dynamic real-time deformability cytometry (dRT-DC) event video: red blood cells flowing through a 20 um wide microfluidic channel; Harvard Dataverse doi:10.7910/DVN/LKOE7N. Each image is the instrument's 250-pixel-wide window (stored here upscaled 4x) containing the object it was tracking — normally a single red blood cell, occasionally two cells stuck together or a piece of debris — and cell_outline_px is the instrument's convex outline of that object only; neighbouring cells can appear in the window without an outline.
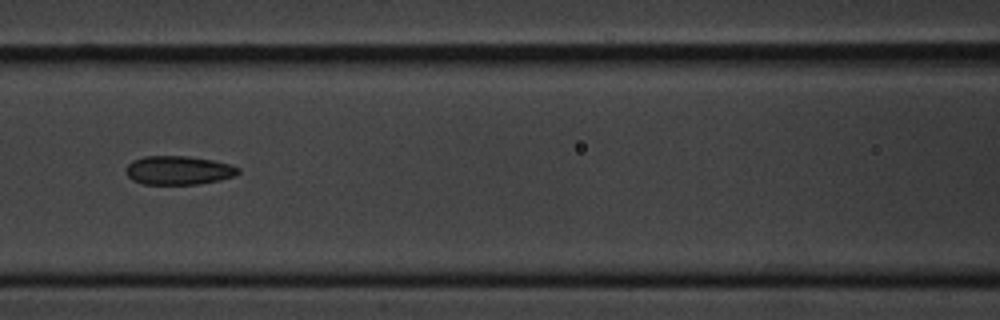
{"species": "common noctule bat (a hibernating species)", "species_latin": "Nyctalus noctula", "temperature_condition": "cold", "stored_images_in_passage": 9, "camera_frame_rate_fps": 3000, "um_per_image_px": 0.085, "animal": {"sex": "male", "body_mass_g": 20.1, "forearm_length_mm": 53.5}, "frame": {"image": 1, "passage_image": 6, "time_ms": 6.0, "image_size_px": [1000, 320], "cell_outline_px": [[240, 172], [236, 176], [220, 180], [196, 184], [144, 184], [132, 180], [124, 172], [124, 168], [132, 160], [144, 156], [188, 156], [212, 160], [232, 164], [240, 168]], "centroid_in_image_um": [15.17, 14.47], "position_along_channel_um": 151.4, "area_um2": 19.07}}
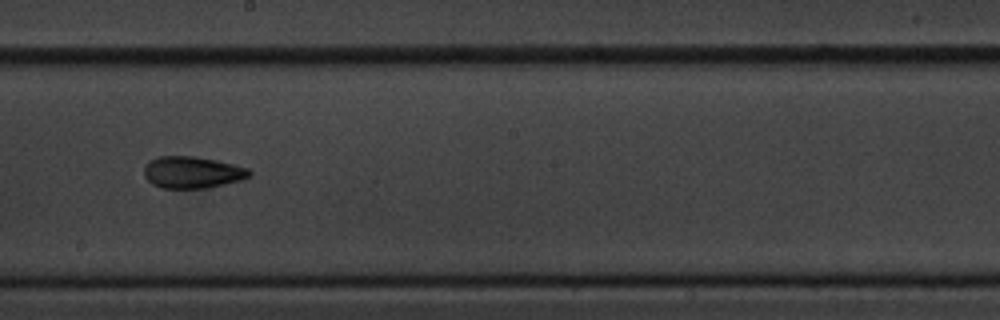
{"frame": {"image": 2, "passage_image": 8, "time_ms": 8.333, "image_size_px": [1000, 320], "cell_outline_px": [[252, 176], [240, 180], [208, 188], [160, 188], [152, 184], [144, 176], [144, 168], [152, 160], [160, 156], [192, 156], [216, 160], [248, 168], [252, 172]], "centroid_in_image_um": [16.36, 14.66], "position_along_channel_um": 231.8, "area_um2": 19.42}}
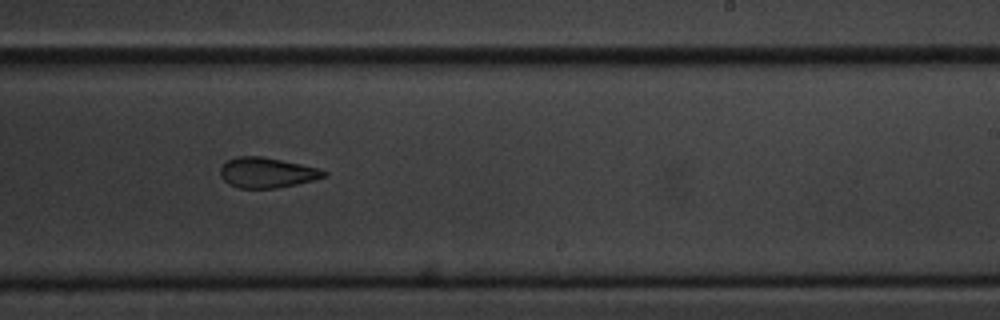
{"frame": {"image": 3, "passage_image": 9, "time_ms": 9.333, "image_size_px": [1000, 320], "cell_outline_px": [[328, 172], [324, 176], [312, 180], [296, 184], [276, 188], [240, 188], [228, 184], [220, 176], [220, 168], [228, 160], [236, 156], [264, 156], [320, 168]], "centroid_in_image_um": [22.67, 14.66], "position_along_channel_um": 266.3, "area_um2": 18.26}}